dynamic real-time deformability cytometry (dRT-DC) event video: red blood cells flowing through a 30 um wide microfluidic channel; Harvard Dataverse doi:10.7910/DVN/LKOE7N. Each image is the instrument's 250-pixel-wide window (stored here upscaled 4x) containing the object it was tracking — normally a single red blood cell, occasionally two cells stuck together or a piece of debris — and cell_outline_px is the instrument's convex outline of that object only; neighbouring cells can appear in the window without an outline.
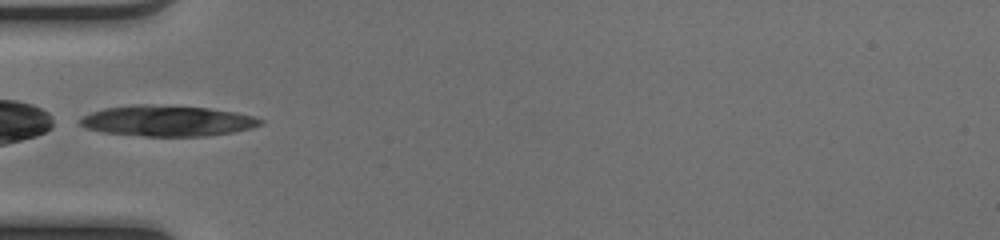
{"species": "common noctule bat (a hibernating species)", "species_latin": "Nyctalus noctula", "temperature_condition": "cold", "stored_images_in_passage": 29, "camera_frame_rate_fps": 3000, "um_per_image_px": 0.085, "animal": {"sex": "female", "body_mass_g": 17.0, "forearm_length_mm": 48.0}, "frame": {"image": 1, "passage_image": 1, "time_ms": 0.0, "image_size_px": [1000, 240], "cell_outline_px": [[264, 124], [252, 128], [232, 132], [208, 136], [144, 136], [104, 132], [84, 128], [76, 124], [84, 116], [92, 112], [104, 108], [140, 104], [144, 104], [208, 108], [236, 112], [252, 116], [264, 120]], "centroid_in_image_um": [14.22, 10.28], "position_along_channel_um": 70.8, "area_um2": 32.31}}
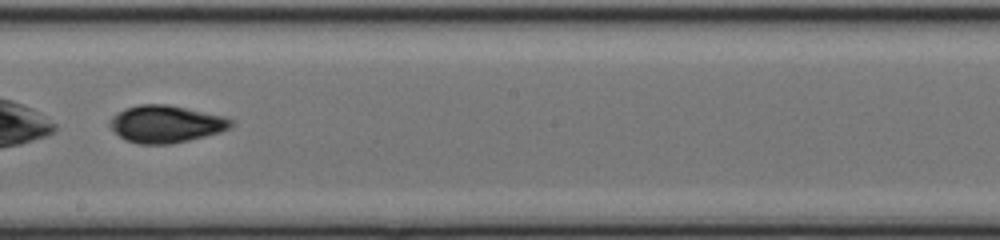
{"frame": {"image": 2, "passage_image": 13, "time_ms": 4.0, "image_size_px": [1000, 240], "cell_outline_px": [[232, 124], [228, 128], [220, 132], [188, 140], [168, 144], [140, 144], [124, 140], [108, 124], [112, 116], [116, 112], [124, 108], [140, 104], [164, 104], [224, 116], [232, 120]], "centroid_in_image_um": [14.04, 10.54], "position_along_channel_um": 234.2, "area_um2": 26.01}}
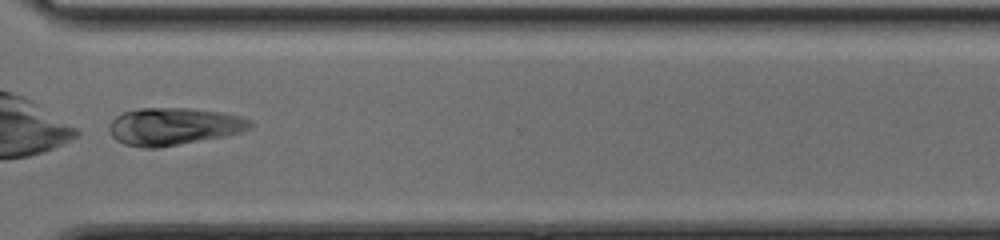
{"frame": {"image": 3, "passage_image": 22, "time_ms": 7.0, "image_size_px": [1000, 240], "cell_outline_px": [[252, 128], [240, 132], [224, 136], [160, 148], [144, 148], [124, 144], [116, 140], [112, 136], [108, 128], [112, 120], [116, 116], [124, 112], [140, 108], [188, 108], [224, 112], [240, 116], [252, 120]], "centroid_in_image_um": [14.77, 10.74], "position_along_channel_um": 355.8, "area_um2": 30.87}, "authors_computed_cell_mechanics": {"area_um2": 27.1082, "velocity_mm_per_s": 4.0616, "shape_relaxation_time_tau1_ms": 3.352, "shape_relaxation_time_tau2_ms": 8.3612, "deformation_change_tau1": 0.2506, "deformation_change_tau2": 0.1741}}